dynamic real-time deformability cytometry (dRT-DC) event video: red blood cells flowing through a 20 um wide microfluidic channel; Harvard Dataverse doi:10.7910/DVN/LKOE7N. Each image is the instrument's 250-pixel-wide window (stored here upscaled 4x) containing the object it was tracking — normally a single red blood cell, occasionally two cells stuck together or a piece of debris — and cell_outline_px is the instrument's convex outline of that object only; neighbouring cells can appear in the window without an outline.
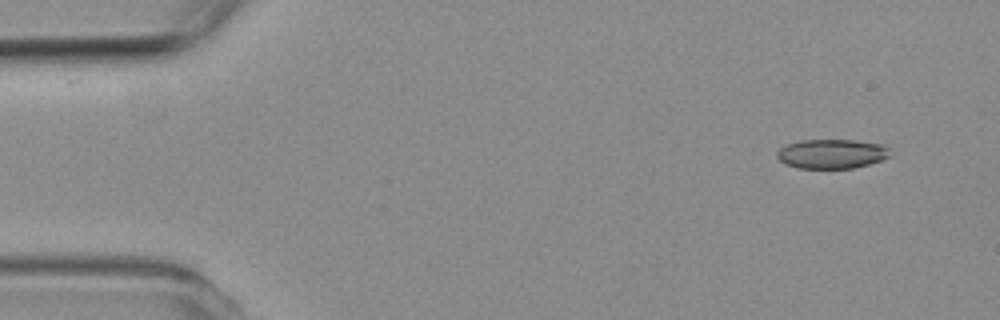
{"species": "common noctule bat (a hibernating species)", "species_latin": "Nyctalus noctula", "temperature_condition": "room temperature", "stored_images_in_passage": 5, "camera_frame_rate_fps": 3000, "um_per_image_px": 0.085, "animal": {"sex": "female", "body_mass_g": 19.3, "forearm_length_mm": 54.1}, "frame": {"image": 1, "passage_image": 1, "time_ms": 0.0, "image_size_px": [1000, 320], "cell_outline_px": [[892, 156], [868, 164], [852, 168], [796, 168], [780, 160], [776, 156], [776, 152], [780, 148], [788, 144], [800, 140], [856, 140], [884, 144], [888, 148]], "centroid_in_image_um": [70.72, 13.06], "position_along_channel_um": 14.3, "area_um2": 19.36}}
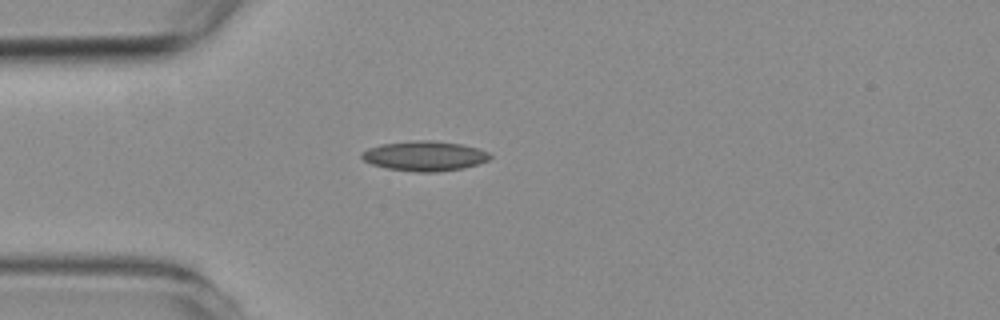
{"frame": {"image": 2, "passage_image": 4, "time_ms": 3.333, "image_size_px": [1000, 320], "cell_outline_px": [[492, 156], [488, 160], [464, 168], [436, 172], [416, 172], [384, 168], [372, 164], [364, 160], [360, 156], [360, 152], [368, 148], [380, 144], [416, 140], [428, 140], [460, 144], [476, 148], [488, 152]], "centroid_in_image_um": [36.04, 13.26], "position_along_channel_um": 49.0, "area_um2": 22.31}}